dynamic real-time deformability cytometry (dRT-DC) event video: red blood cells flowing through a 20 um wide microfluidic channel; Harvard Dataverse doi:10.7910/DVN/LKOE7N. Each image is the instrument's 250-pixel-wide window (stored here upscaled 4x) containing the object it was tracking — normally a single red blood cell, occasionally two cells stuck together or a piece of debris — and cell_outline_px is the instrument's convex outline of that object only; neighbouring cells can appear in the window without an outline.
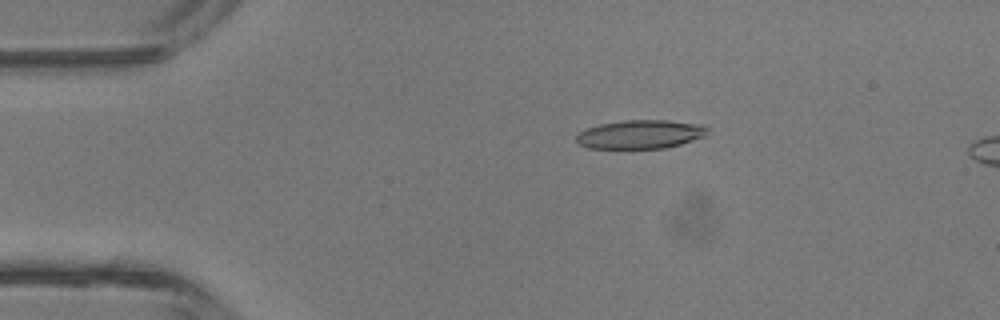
{"species": "common noctule bat (a hibernating species)", "species_latin": "Nyctalus noctula", "temperature_condition": "room temperature", "stored_images_in_passage": 6, "camera_frame_rate_fps": 3000, "um_per_image_px": 0.085, "animal": {"sex": "male", "body_mass_g": 13.3}, "frame": {"image": 1, "passage_image": 6, "time_ms": 5.667, "image_size_px": [1000, 320], "cell_outline_px": [[708, 132], [704, 136], [680, 144], [664, 148], [588, 148], [580, 144], [576, 140], [576, 136], [580, 132], [588, 128], [600, 124], [624, 120], [668, 120], [704, 124], [708, 128]], "centroid_in_image_um": [54.46, 11.41], "position_along_channel_um": 30.5, "area_um2": 21.85}}